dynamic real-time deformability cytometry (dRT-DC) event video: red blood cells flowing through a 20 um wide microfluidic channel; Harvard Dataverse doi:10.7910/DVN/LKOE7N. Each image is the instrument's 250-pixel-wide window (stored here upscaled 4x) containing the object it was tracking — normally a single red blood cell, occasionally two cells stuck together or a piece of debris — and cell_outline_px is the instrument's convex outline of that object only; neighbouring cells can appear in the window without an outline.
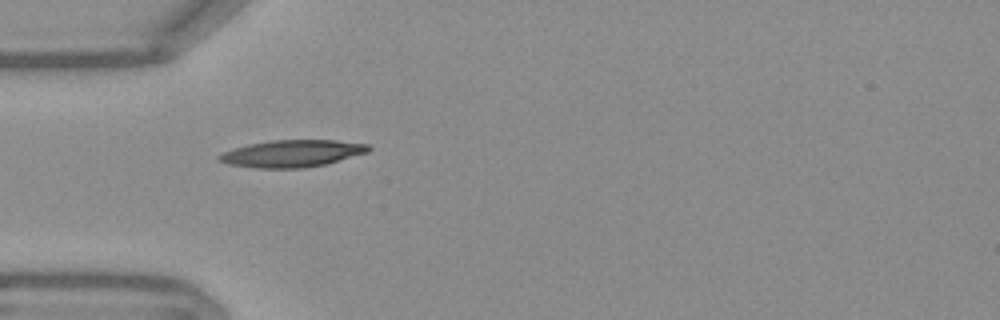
{"species": "Egyptian fruit bat (a non-hibernating species)", "species_latin": "Rousettus aegyptiacus", "temperature_condition": "warm", "stored_images_in_passage": 28, "camera_frame_rate_fps": 3000, "um_per_image_px": 0.085, "frame": {"image": 1, "passage_image": 1, "time_ms": 0.0, "image_size_px": [1000, 320], "cell_outline_px": [[372, 148], [368, 152], [324, 164], [304, 168], [252, 168], [228, 164], [220, 160], [216, 156], [232, 148], [248, 144], [272, 140], [336, 140], [368, 144]], "centroid_in_image_um": [24.8, 13.04], "position_along_channel_um": 60.2, "area_um2": 23.52}}
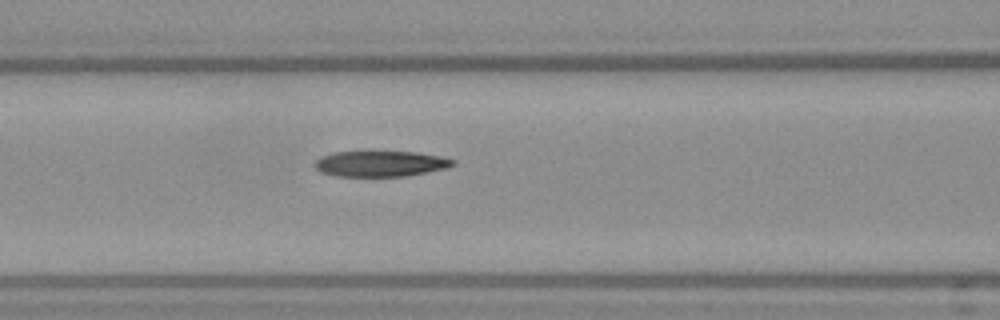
{"frame": {"image": 2, "passage_image": 7, "time_ms": 2.0, "image_size_px": [1000, 320], "cell_outline_px": [[456, 164], [444, 168], [404, 176], [336, 176], [320, 172], [312, 164], [320, 156], [336, 152], [368, 148], [416, 152], [456, 160]], "centroid_in_image_um": [32.24, 13.86], "position_along_channel_um": 134.4, "area_um2": 21.56}}
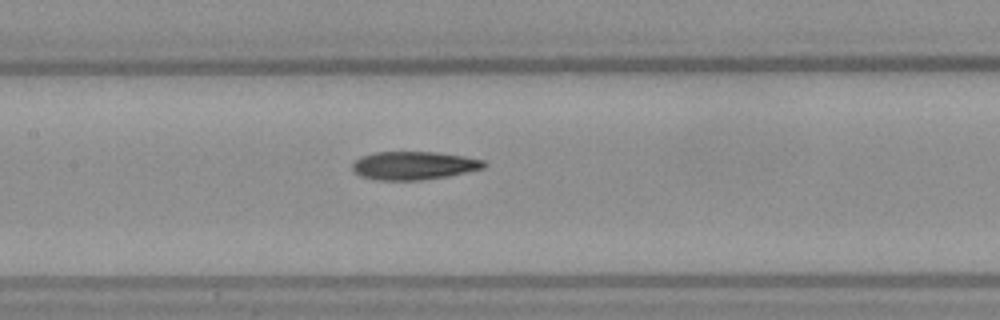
{"frame": {"image": 3, "passage_image": 10, "time_ms": 3.0, "image_size_px": [1000, 320], "cell_outline_px": [[488, 164], [484, 168], [444, 176], [420, 180], [380, 180], [360, 176], [352, 168], [352, 164], [360, 156], [376, 152], [436, 152], [464, 156], [484, 160]], "centroid_in_image_um": [35.17, 14.06], "position_along_channel_um": 172.2, "area_um2": 21.44}, "authors_computed_cell_mechanics": {"area_um2": 21.5594, "velocity_mm_per_s": 3.7812, "shape_relaxation_time_tau1_ms": null, "shape_relaxation_time_tau2_ms": 3.4962, "deformation_change_tau1": null, "deformation_change_tau2": 0.1112}}